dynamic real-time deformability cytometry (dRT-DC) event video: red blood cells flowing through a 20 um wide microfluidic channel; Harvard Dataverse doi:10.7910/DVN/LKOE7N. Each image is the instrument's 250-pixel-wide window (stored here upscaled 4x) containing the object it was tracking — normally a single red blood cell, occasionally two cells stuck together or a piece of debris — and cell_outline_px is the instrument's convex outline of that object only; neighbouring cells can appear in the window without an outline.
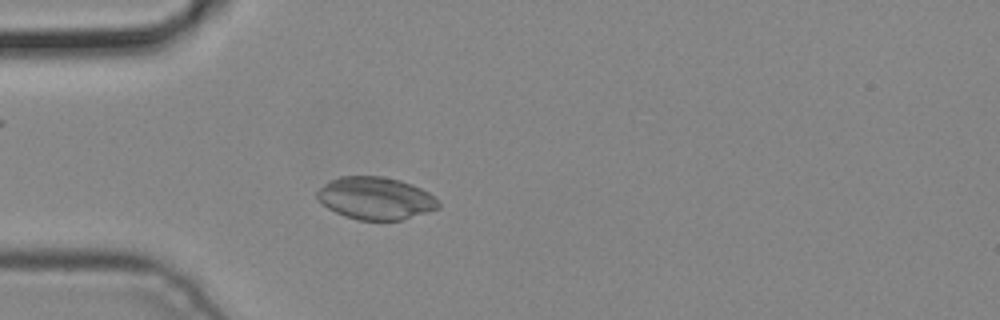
{"species": "common noctule bat (a hibernating species)", "species_latin": "Nyctalus noctula", "temperature_condition": "cold", "stored_images_in_passage": 4, "camera_frame_rate_fps": 3000, "um_per_image_px": 0.085, "animal": {"sex": "male", "body_mass_g": 19.2, "forearm_length_mm": 51.8}, "frame": {"image": 1, "passage_image": 4, "time_ms": 1.0, "image_size_px": [1000, 320], "cell_outline_px": [[440, 208], [428, 212], [400, 220], [356, 220], [344, 216], [328, 208], [316, 196], [316, 192], [324, 184], [340, 176], [380, 176], [400, 180], [412, 184], [428, 192], [440, 204]], "centroid_in_image_um": [31.93, 16.85], "position_along_channel_um": 53.1, "area_um2": 29.82}}